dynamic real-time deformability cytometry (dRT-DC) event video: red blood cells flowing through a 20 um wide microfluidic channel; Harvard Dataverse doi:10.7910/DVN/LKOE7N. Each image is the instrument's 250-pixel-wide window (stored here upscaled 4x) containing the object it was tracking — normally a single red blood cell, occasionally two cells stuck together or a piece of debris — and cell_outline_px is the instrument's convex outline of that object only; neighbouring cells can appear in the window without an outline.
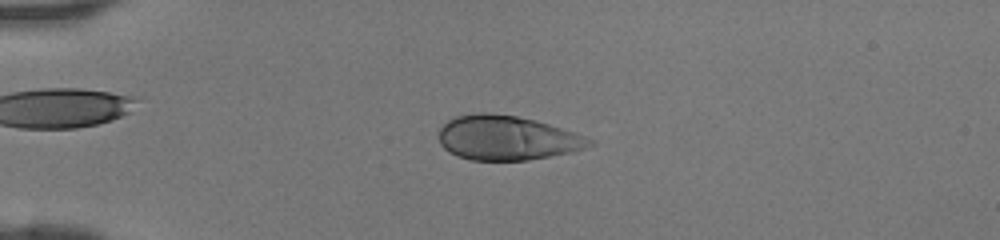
{"species": "human", "species_latin": "Homo sapiens", "temperature_condition": "room temperature", "stored_images_in_passage": 47, "camera_frame_rate_fps": 3000, "um_per_image_px": 0.085, "donor": {"sex": "female"}, "frame": {"image": 1, "passage_image": 13, "time_ms": 4.0, "image_size_px": [1000, 240], "cell_outline_px": [[596, 144], [572, 152], [528, 160], [472, 160], [456, 156], [448, 152], [440, 144], [440, 128], [448, 120], [456, 116], [480, 112], [488, 112], [516, 116], [536, 120], [576, 132], [596, 140]], "centroid_in_image_um": [43.13, 11.72], "position_along_channel_um": 41.9, "area_um2": 39.3}}
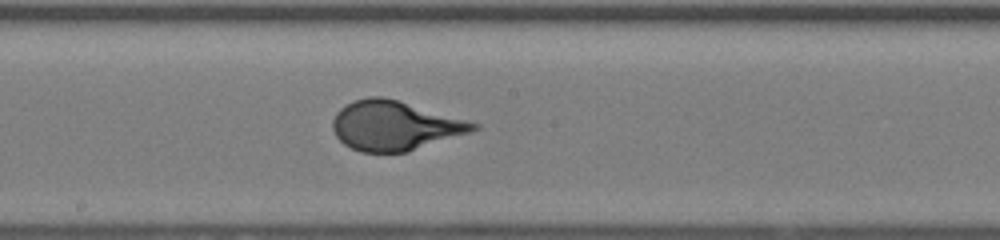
{"frame": {"image": 2, "passage_image": 27, "time_ms": 8.667, "image_size_px": [1000, 240], "cell_outline_px": [[480, 128], [472, 132], [408, 152], [360, 152], [344, 144], [336, 136], [332, 128], [332, 120], [336, 112], [340, 108], [356, 100], [368, 96], [384, 96], [480, 124]], "centroid_in_image_um": [33.55, 10.69], "position_along_channel_um": 214.7, "area_um2": 40.46}}
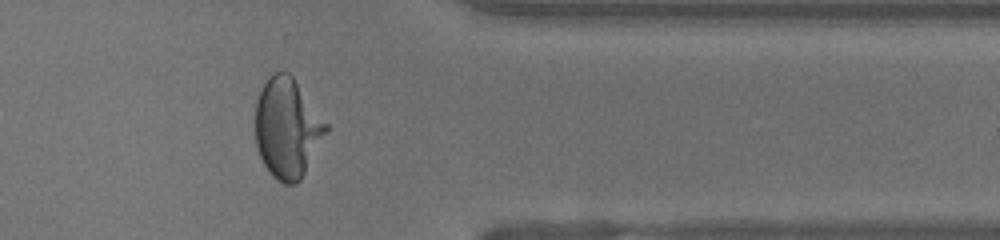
{"frame": {"image": 3, "passage_image": 39, "time_ms": 12.667, "image_size_px": [1000, 240], "cell_outline_px": [[328, 128], [300, 180], [296, 184], [284, 184], [276, 180], [272, 176], [264, 164], [260, 156], [256, 144], [256, 100], [260, 88], [268, 76], [272, 72], [288, 72], [292, 76], [328, 124]], "centroid_in_image_um": [24.39, 10.86], "position_along_channel_um": 387.0, "area_um2": 40.75}}